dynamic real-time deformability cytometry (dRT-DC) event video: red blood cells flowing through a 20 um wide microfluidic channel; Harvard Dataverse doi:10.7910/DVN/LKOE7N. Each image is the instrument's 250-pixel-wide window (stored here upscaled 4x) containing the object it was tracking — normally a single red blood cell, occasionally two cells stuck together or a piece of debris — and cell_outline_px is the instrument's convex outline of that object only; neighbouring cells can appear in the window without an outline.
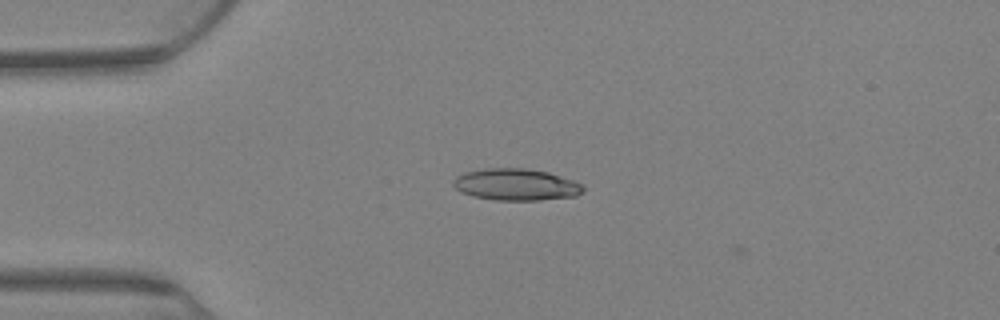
{"species": "Egyptian fruit bat (a non-hibernating species)", "species_latin": "Rousettus aegyptiacus", "temperature_condition": "warm", "stored_images_in_passage": 4, "camera_frame_rate_fps": 3000, "um_per_image_px": 0.085, "animal": {"sex": "female"}, "frame": {"image": 1, "passage_image": 1, "time_ms": 0.0, "image_size_px": [1000, 320], "cell_outline_px": [[584, 192], [576, 196], [540, 200], [496, 200], [472, 196], [460, 192], [452, 184], [452, 180], [456, 176], [464, 172], [484, 168], [528, 168], [548, 172], [572, 180], [580, 184], [584, 188]], "centroid_in_image_um": [43.83, 15.68], "position_along_channel_um": 41.2, "area_um2": 24.16}}